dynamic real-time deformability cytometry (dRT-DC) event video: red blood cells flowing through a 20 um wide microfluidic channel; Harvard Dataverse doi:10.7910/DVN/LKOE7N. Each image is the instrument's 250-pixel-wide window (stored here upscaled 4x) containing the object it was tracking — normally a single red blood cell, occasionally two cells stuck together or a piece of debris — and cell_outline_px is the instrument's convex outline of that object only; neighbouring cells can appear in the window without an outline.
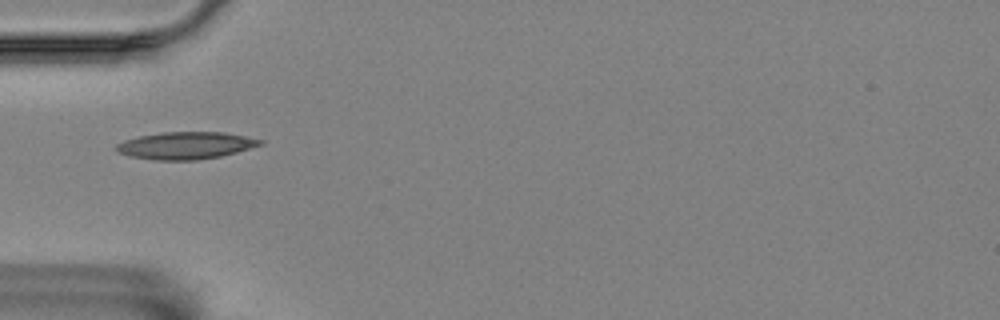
{"species": "Egyptian fruit bat (a non-hibernating species)", "species_latin": "Rousettus aegyptiacus", "temperature_condition": "room temperature", "stored_images_in_passage": 11, "camera_frame_rate_fps": 3000, "um_per_image_px": 0.085, "animal": {"sex": "female"}, "frame": {"image": 1, "passage_image": 1, "time_ms": 0.0, "image_size_px": [1000, 320], "cell_outline_px": [[264, 144], [236, 152], [220, 156], [196, 160], [156, 160], [132, 156], [116, 152], [116, 144], [124, 140], [140, 136], [160, 132], [224, 132], [264, 140]], "centroid_in_image_um": [15.79, 12.36], "position_along_channel_um": 69.2, "area_um2": 22.72}}
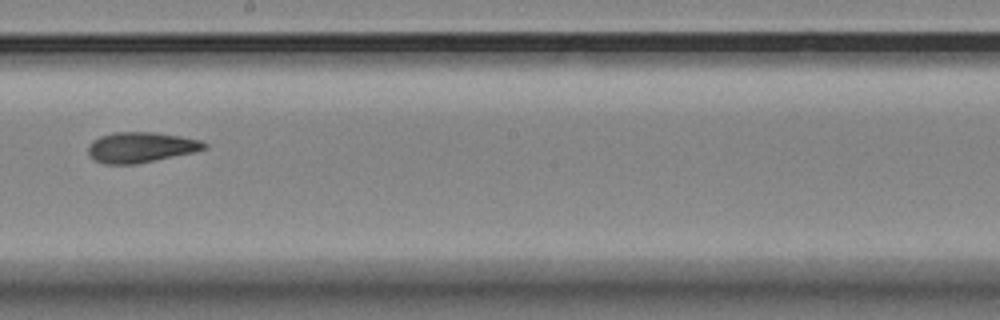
{"frame": {"image": 2, "passage_image": 5, "time_ms": 1.333, "image_size_px": [1000, 320], "cell_outline_px": [[208, 148], [192, 152], [136, 164], [104, 164], [88, 156], [88, 144], [92, 140], [100, 136], [112, 132], [152, 132], [180, 136], [200, 140], [208, 144]], "centroid_in_image_um": [11.93, 12.51], "position_along_channel_um": 236.3, "area_um2": 20.58}}
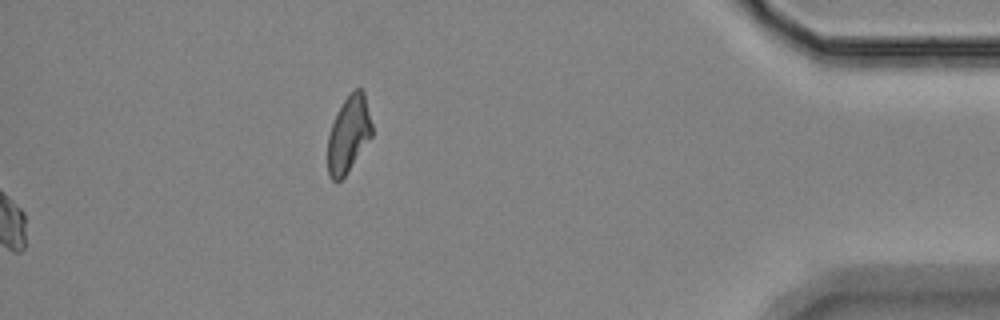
{"frame": {"image": 3, "passage_image": 10, "time_ms": 3.0, "image_size_px": [1000, 320], "cell_outline_px": [[372, 136], [344, 176], [340, 180], [332, 180], [328, 176], [328, 136], [332, 124], [344, 100], [356, 88], [360, 88], [364, 92], [372, 124]], "centroid_in_image_um": [29.63, 11.42], "position_along_channel_um": 405.6, "area_um2": 19.25}}